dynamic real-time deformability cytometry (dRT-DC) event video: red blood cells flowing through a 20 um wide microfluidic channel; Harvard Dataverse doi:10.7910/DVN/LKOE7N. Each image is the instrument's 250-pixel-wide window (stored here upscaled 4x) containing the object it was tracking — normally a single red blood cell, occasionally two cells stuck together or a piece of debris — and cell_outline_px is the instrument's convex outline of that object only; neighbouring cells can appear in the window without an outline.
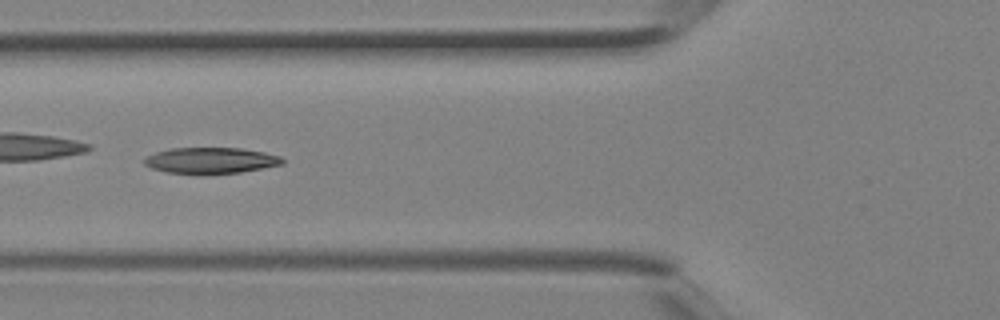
{"species": "Egyptian fruit bat (a non-hibernating species)", "species_latin": "Rousettus aegyptiacus", "temperature_condition": "room temperature", "stored_images_in_passage": 5, "camera_frame_rate_fps": 3000, "um_per_image_px": 0.085, "animal": {"sex": "female"}, "frame": {"image": 1, "passage_image": 5, "time_ms": 1.333, "image_size_px": [1000, 320], "cell_outline_px": [[284, 164], [264, 168], [240, 172], [204, 176], [200, 176], [168, 172], [152, 168], [144, 164], [144, 160], [148, 156], [156, 152], [168, 148], [240, 148], [264, 152], [280, 156], [284, 160]], "centroid_in_image_um": [17.92, 13.67], "position_along_channel_um": 107.9, "area_um2": 21.44}}